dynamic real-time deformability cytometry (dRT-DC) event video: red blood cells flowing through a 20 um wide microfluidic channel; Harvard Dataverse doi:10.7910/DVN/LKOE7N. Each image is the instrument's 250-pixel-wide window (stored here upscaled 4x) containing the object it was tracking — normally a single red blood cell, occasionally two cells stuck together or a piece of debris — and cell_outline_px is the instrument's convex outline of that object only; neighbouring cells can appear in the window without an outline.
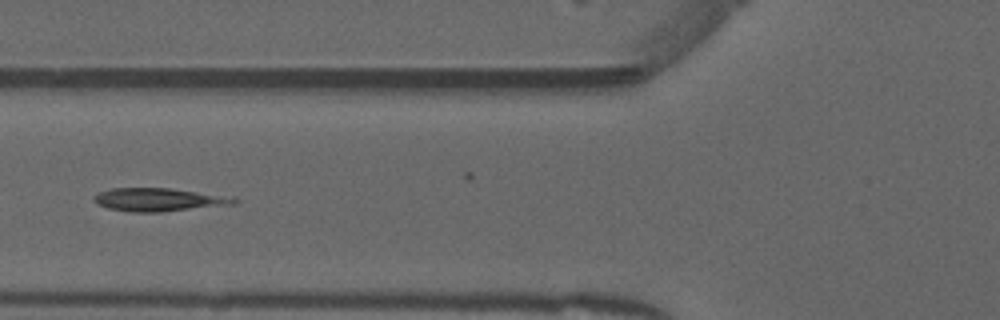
{"species": "common noctule bat (a hibernating species)", "species_latin": "Nyctalus noctula", "temperature_condition": "warm", "stored_images_in_passage": 33, "camera_frame_rate_fps": 3000, "um_per_image_px": 0.085, "animal": {"sex": "male", "forearm_length_mm": 52.5}, "frame": {"image": 1, "passage_image": 5, "time_ms": 1.333, "image_size_px": [1000, 320], "cell_outline_px": [[240, 200], [236, 204], [160, 212], [132, 212], [108, 208], [96, 204], [92, 200], [92, 196], [100, 192], [112, 188], [168, 188], [236, 196]], "centroid_in_image_um": [13.55, 16.97], "position_along_channel_um": 112.2, "area_um2": 19.25}}